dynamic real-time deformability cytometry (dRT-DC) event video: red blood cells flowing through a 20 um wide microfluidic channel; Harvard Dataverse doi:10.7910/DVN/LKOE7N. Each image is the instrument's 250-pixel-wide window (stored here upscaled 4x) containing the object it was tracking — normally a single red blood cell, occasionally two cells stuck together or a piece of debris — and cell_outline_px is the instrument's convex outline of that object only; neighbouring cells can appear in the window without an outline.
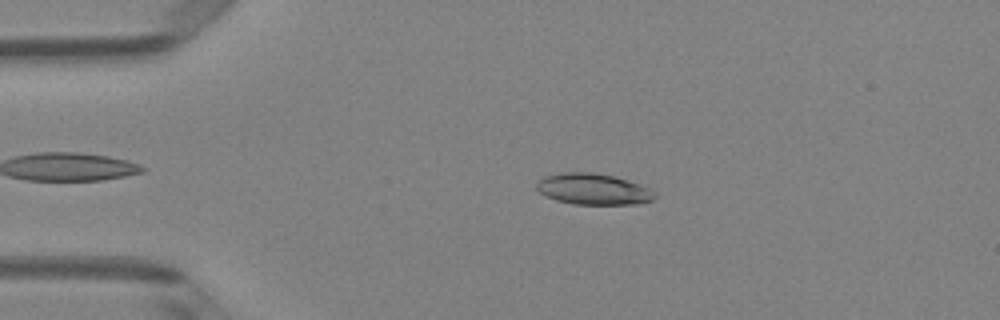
{"species": "Egyptian fruit bat (a non-hibernating species)", "species_latin": "Rousettus aegyptiacus", "temperature_condition": "room temperature", "stored_images_in_passage": 49, "camera_frame_rate_fps": 3000, "um_per_image_px": 0.085, "animal": {"sex": "female"}, "frame": {"image": 1, "passage_image": 10, "time_ms": 3.0, "image_size_px": [1000, 320], "cell_outline_px": [[656, 196], [652, 200], [636, 204], [572, 204], [556, 200], [544, 196], [536, 188], [536, 184], [544, 176], [560, 172], [592, 172], [612, 176], [628, 180], [652, 188]], "centroid_in_image_um": [50.42, 16.07], "position_along_channel_um": 34.6, "area_um2": 21.56}}
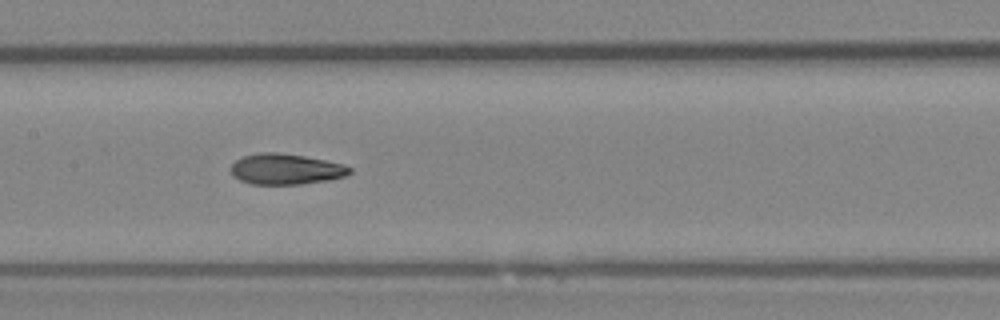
{"frame": {"image": 2, "passage_image": 24, "time_ms": 7.667, "image_size_px": [1000, 320], "cell_outline_px": [[352, 172], [344, 176], [328, 180], [300, 184], [252, 184], [240, 180], [232, 176], [232, 164], [236, 160], [244, 156], [260, 152], [276, 152], [304, 156], [344, 164], [352, 168]], "centroid_in_image_um": [24.3, 14.37], "position_along_channel_um": 183.1, "area_um2": 21.15}}
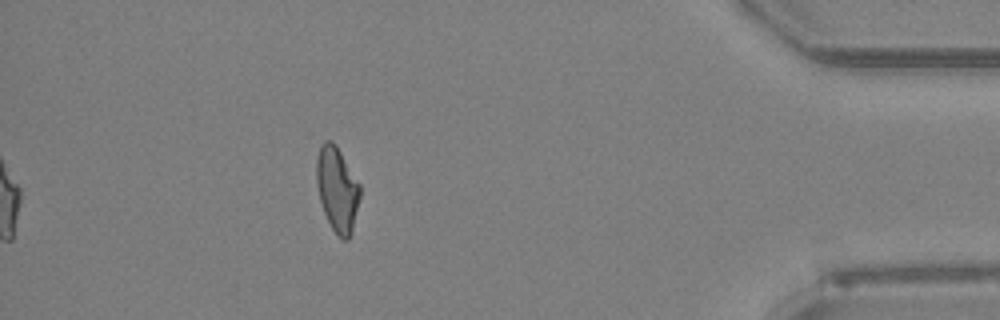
{"frame": {"image": 3, "passage_image": 44, "time_ms": 14.333, "image_size_px": [1000, 320], "cell_outline_px": [[360, 196], [352, 232], [348, 240], [344, 240], [332, 228], [324, 212], [320, 200], [316, 180], [316, 160], [320, 144], [324, 140], [332, 140], [336, 144], [360, 184]], "centroid_in_image_um": [28.65, 16.04], "position_along_channel_um": 406.5, "area_um2": 21.44}, "authors_computed_cell_mechanics": {"area_um2": 21.4438, "velocity_mm_per_s": 4.0928, "shape_relaxation_time_tau1_ms": 6.7406, "shape_relaxation_time_tau2_ms": 2.9206, "deformation_change_tau1": 0.1745, "deformation_change_tau2": 0.0935}}